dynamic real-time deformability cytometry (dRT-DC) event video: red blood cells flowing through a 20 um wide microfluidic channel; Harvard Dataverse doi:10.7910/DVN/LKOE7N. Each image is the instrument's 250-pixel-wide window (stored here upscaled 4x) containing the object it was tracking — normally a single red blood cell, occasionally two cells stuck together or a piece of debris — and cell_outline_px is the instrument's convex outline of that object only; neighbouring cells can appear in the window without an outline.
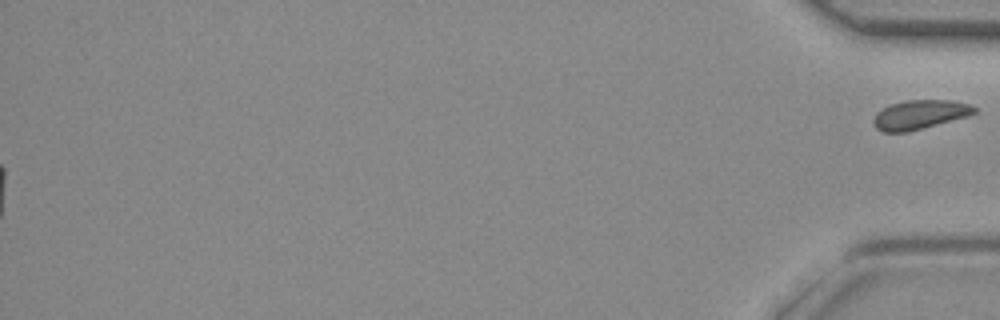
{"species": "common noctule bat (a hibernating species)", "species_latin": "Nyctalus noctula", "temperature_condition": "room temperature", "stored_images_in_passage": 35, "segment_of_instrument_passage": [2, 2], "camera_frame_rate_fps": 3000, "um_per_image_px": 0.085, "animal": {"sex": "female", "body_mass_g": 29.2, "forearm_length_mm": 56.3}, "frame": {"image": 1, "passage_image": 35, "time_ms": 11.333, "image_size_px": [1000, 320], "cell_outline_px": [[976, 112], [968, 116], [908, 132], [880, 132], [876, 128], [872, 120], [876, 112], [892, 104], [904, 100], [952, 100], [972, 104], [976, 108]], "centroid_in_image_um": [78.18, 9.74], "position_along_channel_um": 357.0, "area_um2": 17.22}}